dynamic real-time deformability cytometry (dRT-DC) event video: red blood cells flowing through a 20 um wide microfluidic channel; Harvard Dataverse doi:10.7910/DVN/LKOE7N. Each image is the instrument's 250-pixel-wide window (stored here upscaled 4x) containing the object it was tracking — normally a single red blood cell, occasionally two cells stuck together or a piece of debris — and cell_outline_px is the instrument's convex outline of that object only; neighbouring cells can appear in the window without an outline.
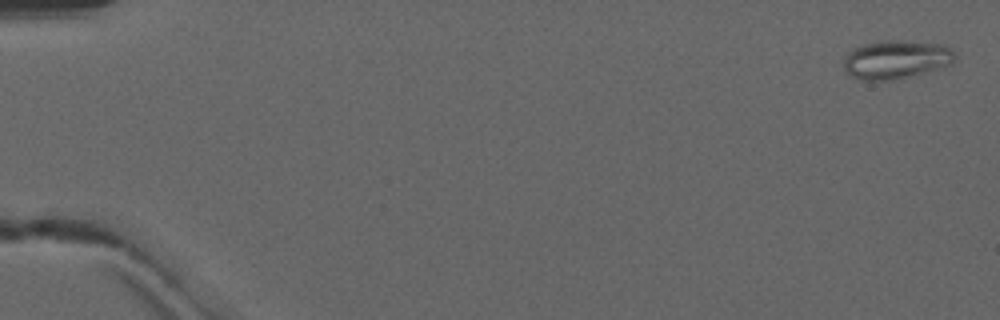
{"species": "common noctule bat (a hibernating species)", "species_latin": "Nyctalus noctula", "temperature_condition": "warm", "stored_images_in_passage": 8, "camera_frame_rate_fps": 3000, "um_per_image_px": 0.085, "animal": {"sex": "male", "forearm_length_mm": 52.5}, "frame": {"image": 1, "passage_image": 2, "time_ms": 0.333, "image_size_px": [1000, 320], "cell_outline_px": [[956, 56], [952, 64], [908, 76], [888, 80], [860, 80], [852, 76], [844, 68], [844, 56], [848, 52], [860, 44], [880, 40], [904, 40], [940, 44], [948, 48]], "centroid_in_image_um": [76.11, 5.03], "position_along_channel_um": 8.9, "area_um2": 24.8}}